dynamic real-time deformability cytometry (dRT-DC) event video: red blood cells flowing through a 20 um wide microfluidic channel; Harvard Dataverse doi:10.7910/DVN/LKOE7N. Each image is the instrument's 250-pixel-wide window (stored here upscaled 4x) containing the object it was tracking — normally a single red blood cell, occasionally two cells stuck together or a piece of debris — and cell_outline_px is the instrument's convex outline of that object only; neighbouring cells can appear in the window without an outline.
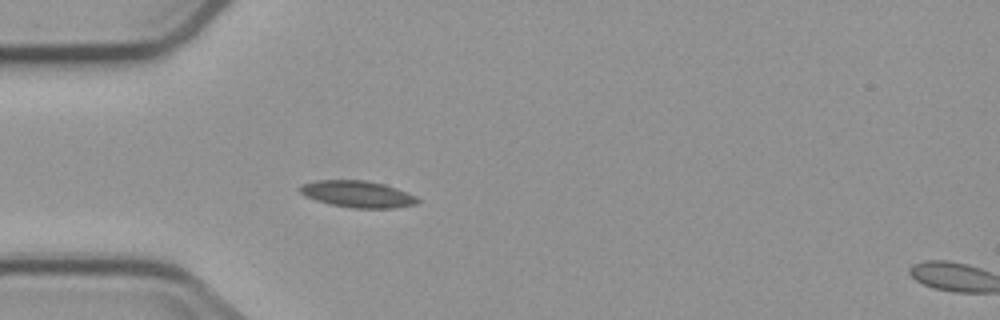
{"species": "common noctule bat (a hibernating species)", "species_latin": "Nyctalus noctula", "temperature_condition": "cold", "stored_images_in_passage": 2, "segment_of_instrument_passage": [1, 2], "camera_frame_rate_fps": 3000, "um_per_image_px": 0.085, "animal": {"sex": "male", "body_mass_g": 23.1, "forearm_length_mm": 52.7}, "frame": {"image": 1, "passage_image": 1, "time_ms": 0.0, "image_size_px": [1000, 320], "cell_outline_px": [[420, 200], [416, 204], [396, 208], [352, 208], [332, 204], [316, 200], [304, 196], [296, 188], [300, 184], [316, 180], [368, 180], [384, 184], [396, 188], [416, 196]], "centroid_in_image_um": [30.36, 16.49], "position_along_channel_um": 54.6, "area_um2": 18.44}}